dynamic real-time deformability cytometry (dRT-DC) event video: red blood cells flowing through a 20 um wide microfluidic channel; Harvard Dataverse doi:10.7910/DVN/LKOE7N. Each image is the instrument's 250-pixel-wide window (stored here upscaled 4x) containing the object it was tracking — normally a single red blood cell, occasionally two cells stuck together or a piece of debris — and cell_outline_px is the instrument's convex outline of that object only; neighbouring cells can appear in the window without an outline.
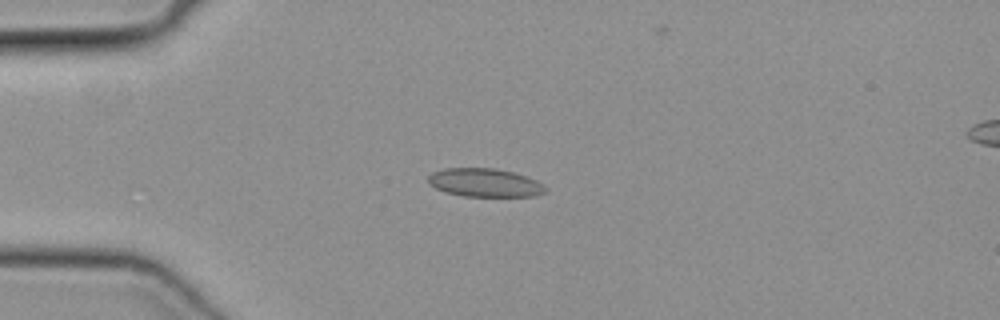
{"species": "common noctule bat (a hibernating species)", "species_latin": "Nyctalus noctula", "temperature_condition": "cold", "stored_images_in_passage": 40, "camera_frame_rate_fps": 3000, "um_per_image_px": 0.085, "animal": {"sex": "female", "body_mass_g": 19.3, "forearm_length_mm": 54.1}, "frame": {"image": 1, "passage_image": 3, "time_ms": 0.667, "image_size_px": [1000, 320], "cell_outline_px": [[548, 188], [544, 192], [532, 196], [464, 196], [444, 192], [428, 184], [428, 176], [432, 172], [444, 168], [496, 168], [512, 172], [536, 180]], "centroid_in_image_um": [41.16, 15.52], "position_along_channel_um": 43.8, "area_um2": 19.36}}
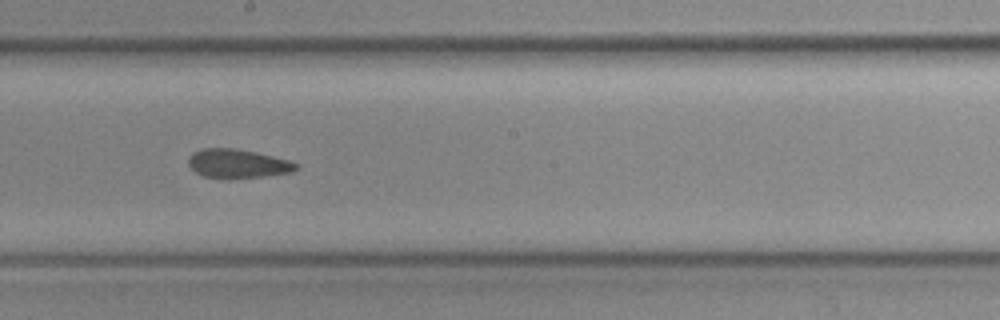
{"frame": {"image": 2, "passage_image": 18, "time_ms": 5.667, "image_size_px": [1000, 320], "cell_outline_px": [[300, 168], [292, 172], [264, 176], [228, 180], [204, 176], [196, 172], [188, 164], [188, 156], [192, 152], [204, 148], [232, 148], [272, 156], [288, 160], [300, 164]], "centroid_in_image_um": [20.2, 13.93], "position_along_channel_um": 228.0, "area_um2": 18.32}}
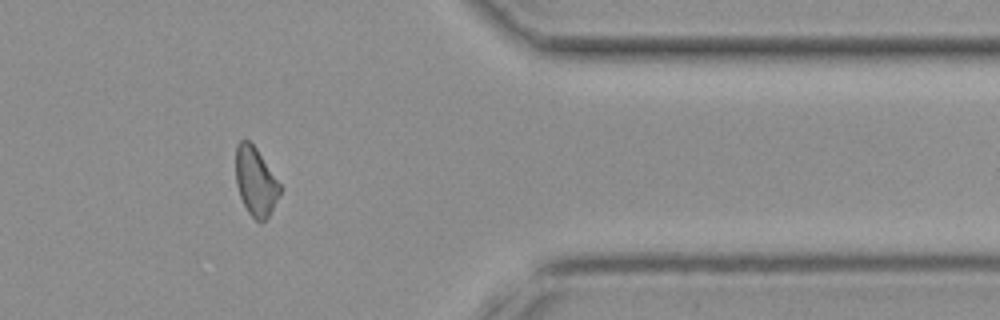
{"frame": {"image": 3, "passage_image": 31, "time_ms": 10.0, "image_size_px": [1000, 320], "cell_outline_px": [[284, 188], [268, 216], [260, 224], [248, 212], [240, 196], [236, 184], [236, 144], [240, 140], [248, 140], [256, 148]], "centroid_in_image_um": [21.75, 15.43], "position_along_channel_um": 389.7, "area_um2": 17.74}}